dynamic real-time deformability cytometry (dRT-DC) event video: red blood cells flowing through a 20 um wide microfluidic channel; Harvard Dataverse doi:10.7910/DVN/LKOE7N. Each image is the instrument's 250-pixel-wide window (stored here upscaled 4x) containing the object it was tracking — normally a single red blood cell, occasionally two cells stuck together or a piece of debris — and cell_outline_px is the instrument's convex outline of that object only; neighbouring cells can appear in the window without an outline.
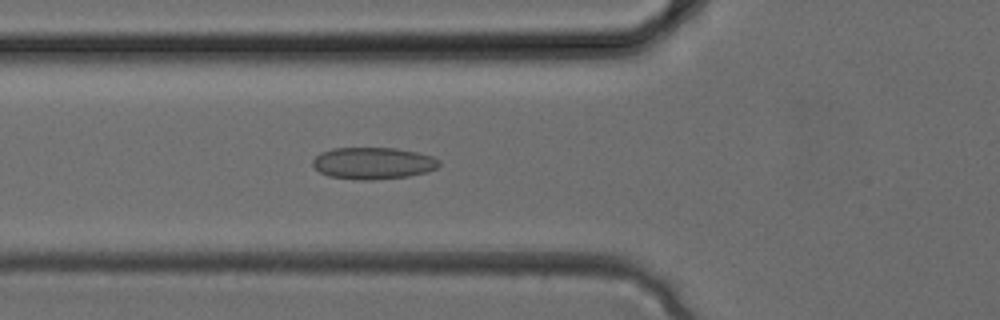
{"species": "common noctule bat (a hibernating species)", "species_latin": "Nyctalus noctula", "temperature_condition": "cold", "stored_images_in_passage": 25, "camera_frame_rate_fps": 3000, "um_per_image_px": 0.085, "animal": {"sex": "female", "body_mass_g": 24.6, "forearm_length_mm": 56.2}, "frame": {"image": 1, "passage_image": 4, "time_ms": 1.0, "image_size_px": [1000, 320], "cell_outline_px": [[440, 164], [436, 168], [424, 172], [408, 176], [372, 180], [360, 180], [328, 176], [320, 172], [312, 164], [312, 160], [320, 152], [332, 148], [396, 148], [416, 152], [432, 156], [440, 160]], "centroid_in_image_um": [31.69, 13.87], "position_along_channel_um": 94.1, "area_um2": 23.41}}
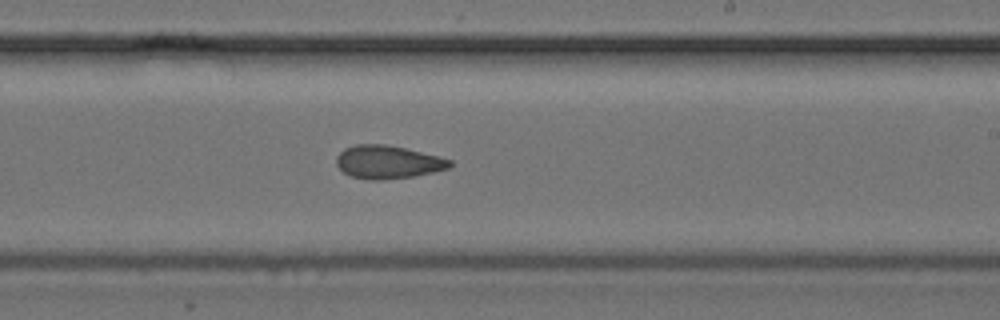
{"frame": {"image": 2, "passage_image": 12, "time_ms": 3.667, "image_size_px": [1000, 320], "cell_outline_px": [[452, 164], [448, 168], [432, 172], [412, 176], [380, 180], [372, 180], [352, 176], [344, 172], [336, 164], [336, 156], [344, 148], [356, 144], [384, 144], [404, 148], [440, 156], [452, 160]], "centroid_in_image_um": [32.96, 13.76], "position_along_channel_um": 256.0, "area_um2": 21.73}}
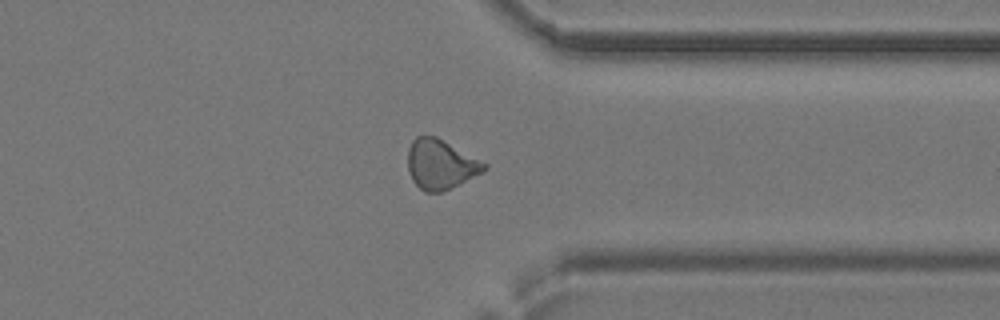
{"frame": {"image": 3, "passage_image": 18, "time_ms": 5.667, "image_size_px": [1000, 320], "cell_outline_px": [[488, 168], [484, 172], [440, 192], [424, 192], [412, 180], [408, 172], [408, 148], [412, 140], [416, 136], [436, 136], [488, 164]], "centroid_in_image_um": [37.44, 13.96], "position_along_channel_um": 374.0, "area_um2": 22.02}}